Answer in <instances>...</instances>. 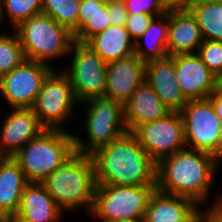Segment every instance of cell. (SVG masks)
Segmentation results:
<instances>
[{"label":"cell","mask_w":222,"mask_h":222,"mask_svg":"<svg viewBox=\"0 0 222 222\" xmlns=\"http://www.w3.org/2000/svg\"><path fill=\"white\" fill-rule=\"evenodd\" d=\"M17 34L26 59L52 66L51 60L68 56L73 33L44 13L32 16L13 29Z\"/></svg>","instance_id":"5b68a950"},{"label":"cell","mask_w":222,"mask_h":222,"mask_svg":"<svg viewBox=\"0 0 222 222\" xmlns=\"http://www.w3.org/2000/svg\"><path fill=\"white\" fill-rule=\"evenodd\" d=\"M221 195V196H220ZM215 197L213 203L207 208H201L200 220L202 222H222V194Z\"/></svg>","instance_id":"836d02e7"},{"label":"cell","mask_w":222,"mask_h":222,"mask_svg":"<svg viewBox=\"0 0 222 222\" xmlns=\"http://www.w3.org/2000/svg\"><path fill=\"white\" fill-rule=\"evenodd\" d=\"M67 129H44L12 158L29 182L41 183L76 152L74 134Z\"/></svg>","instance_id":"277c9868"},{"label":"cell","mask_w":222,"mask_h":222,"mask_svg":"<svg viewBox=\"0 0 222 222\" xmlns=\"http://www.w3.org/2000/svg\"><path fill=\"white\" fill-rule=\"evenodd\" d=\"M85 111L84 129L88 136L74 135L75 150L79 154L92 155L98 149L126 134L123 105L106 97H94L81 102Z\"/></svg>","instance_id":"8992f818"},{"label":"cell","mask_w":222,"mask_h":222,"mask_svg":"<svg viewBox=\"0 0 222 222\" xmlns=\"http://www.w3.org/2000/svg\"><path fill=\"white\" fill-rule=\"evenodd\" d=\"M217 91L222 94V75L217 78Z\"/></svg>","instance_id":"f35d334b"},{"label":"cell","mask_w":222,"mask_h":222,"mask_svg":"<svg viewBox=\"0 0 222 222\" xmlns=\"http://www.w3.org/2000/svg\"><path fill=\"white\" fill-rule=\"evenodd\" d=\"M220 161L212 154L184 148L157 163L156 189L204 207Z\"/></svg>","instance_id":"6da1fadb"},{"label":"cell","mask_w":222,"mask_h":222,"mask_svg":"<svg viewBox=\"0 0 222 222\" xmlns=\"http://www.w3.org/2000/svg\"><path fill=\"white\" fill-rule=\"evenodd\" d=\"M133 134L140 145L158 163L186 148L183 121L179 112L139 126Z\"/></svg>","instance_id":"7c38bea8"},{"label":"cell","mask_w":222,"mask_h":222,"mask_svg":"<svg viewBox=\"0 0 222 222\" xmlns=\"http://www.w3.org/2000/svg\"><path fill=\"white\" fill-rule=\"evenodd\" d=\"M111 25L110 14L105 5L100 11L90 19L74 36L76 42L86 43L94 35L104 31Z\"/></svg>","instance_id":"f1b7e54d"},{"label":"cell","mask_w":222,"mask_h":222,"mask_svg":"<svg viewBox=\"0 0 222 222\" xmlns=\"http://www.w3.org/2000/svg\"><path fill=\"white\" fill-rule=\"evenodd\" d=\"M80 0H42V13L65 26L75 36L78 33Z\"/></svg>","instance_id":"d4e9b609"},{"label":"cell","mask_w":222,"mask_h":222,"mask_svg":"<svg viewBox=\"0 0 222 222\" xmlns=\"http://www.w3.org/2000/svg\"><path fill=\"white\" fill-rule=\"evenodd\" d=\"M2 222H28V221H25L24 219L20 218L17 215H11L5 218Z\"/></svg>","instance_id":"8d00e7d4"},{"label":"cell","mask_w":222,"mask_h":222,"mask_svg":"<svg viewBox=\"0 0 222 222\" xmlns=\"http://www.w3.org/2000/svg\"><path fill=\"white\" fill-rule=\"evenodd\" d=\"M4 19H9L12 30L21 22L42 13V0H3Z\"/></svg>","instance_id":"4316f807"},{"label":"cell","mask_w":222,"mask_h":222,"mask_svg":"<svg viewBox=\"0 0 222 222\" xmlns=\"http://www.w3.org/2000/svg\"><path fill=\"white\" fill-rule=\"evenodd\" d=\"M156 185L97 184L91 217L101 222L142 218Z\"/></svg>","instance_id":"52a82bcc"},{"label":"cell","mask_w":222,"mask_h":222,"mask_svg":"<svg viewBox=\"0 0 222 222\" xmlns=\"http://www.w3.org/2000/svg\"><path fill=\"white\" fill-rule=\"evenodd\" d=\"M203 41L197 20L188 8L169 9L168 56L197 53Z\"/></svg>","instance_id":"d6986e66"},{"label":"cell","mask_w":222,"mask_h":222,"mask_svg":"<svg viewBox=\"0 0 222 222\" xmlns=\"http://www.w3.org/2000/svg\"><path fill=\"white\" fill-rule=\"evenodd\" d=\"M110 14L111 25L125 26L128 12L123 0H108L106 2Z\"/></svg>","instance_id":"d6a6232c"},{"label":"cell","mask_w":222,"mask_h":222,"mask_svg":"<svg viewBox=\"0 0 222 222\" xmlns=\"http://www.w3.org/2000/svg\"><path fill=\"white\" fill-rule=\"evenodd\" d=\"M177 83L187 101L208 98L217 90V77L197 53L174 55Z\"/></svg>","instance_id":"4fadbf2b"},{"label":"cell","mask_w":222,"mask_h":222,"mask_svg":"<svg viewBox=\"0 0 222 222\" xmlns=\"http://www.w3.org/2000/svg\"><path fill=\"white\" fill-rule=\"evenodd\" d=\"M11 109L1 124L0 157H13L25 144L45 129L32 108Z\"/></svg>","instance_id":"9a60e30c"},{"label":"cell","mask_w":222,"mask_h":222,"mask_svg":"<svg viewBox=\"0 0 222 222\" xmlns=\"http://www.w3.org/2000/svg\"><path fill=\"white\" fill-rule=\"evenodd\" d=\"M106 63L134 54L135 42L125 26L110 25L91 37L86 43Z\"/></svg>","instance_id":"7402d4cb"},{"label":"cell","mask_w":222,"mask_h":222,"mask_svg":"<svg viewBox=\"0 0 222 222\" xmlns=\"http://www.w3.org/2000/svg\"><path fill=\"white\" fill-rule=\"evenodd\" d=\"M127 9L128 15L138 13L151 14L156 17L168 12V7L164 0H123Z\"/></svg>","instance_id":"f546056e"},{"label":"cell","mask_w":222,"mask_h":222,"mask_svg":"<svg viewBox=\"0 0 222 222\" xmlns=\"http://www.w3.org/2000/svg\"><path fill=\"white\" fill-rule=\"evenodd\" d=\"M105 0H80L78 31L106 5Z\"/></svg>","instance_id":"1f68e13d"},{"label":"cell","mask_w":222,"mask_h":222,"mask_svg":"<svg viewBox=\"0 0 222 222\" xmlns=\"http://www.w3.org/2000/svg\"><path fill=\"white\" fill-rule=\"evenodd\" d=\"M156 16L146 13H138L134 15H128L125 28L130 34V37L135 42L148 28L151 21Z\"/></svg>","instance_id":"4dcf8cb0"},{"label":"cell","mask_w":222,"mask_h":222,"mask_svg":"<svg viewBox=\"0 0 222 222\" xmlns=\"http://www.w3.org/2000/svg\"><path fill=\"white\" fill-rule=\"evenodd\" d=\"M80 104L75 98L68 76L54 68L44 79L32 110L45 129H61L70 120L75 105Z\"/></svg>","instance_id":"9c48e42d"},{"label":"cell","mask_w":222,"mask_h":222,"mask_svg":"<svg viewBox=\"0 0 222 222\" xmlns=\"http://www.w3.org/2000/svg\"><path fill=\"white\" fill-rule=\"evenodd\" d=\"M70 64L61 69L69 78L79 103L94 97H104L107 64L85 43L74 42ZM72 57V58H71Z\"/></svg>","instance_id":"30bf717a"},{"label":"cell","mask_w":222,"mask_h":222,"mask_svg":"<svg viewBox=\"0 0 222 222\" xmlns=\"http://www.w3.org/2000/svg\"><path fill=\"white\" fill-rule=\"evenodd\" d=\"M28 183L24 172L12 157H0V222L16 215Z\"/></svg>","instance_id":"44dd1931"},{"label":"cell","mask_w":222,"mask_h":222,"mask_svg":"<svg viewBox=\"0 0 222 222\" xmlns=\"http://www.w3.org/2000/svg\"><path fill=\"white\" fill-rule=\"evenodd\" d=\"M146 63L135 54L109 62L104 97L124 105L145 81Z\"/></svg>","instance_id":"5bb4252c"},{"label":"cell","mask_w":222,"mask_h":222,"mask_svg":"<svg viewBox=\"0 0 222 222\" xmlns=\"http://www.w3.org/2000/svg\"><path fill=\"white\" fill-rule=\"evenodd\" d=\"M12 31L13 33L10 32V34H0V77L26 59L19 38L15 31Z\"/></svg>","instance_id":"484cf974"},{"label":"cell","mask_w":222,"mask_h":222,"mask_svg":"<svg viewBox=\"0 0 222 222\" xmlns=\"http://www.w3.org/2000/svg\"><path fill=\"white\" fill-rule=\"evenodd\" d=\"M96 184L156 185L157 163L131 133L120 136L91 155Z\"/></svg>","instance_id":"7a4b0ae2"},{"label":"cell","mask_w":222,"mask_h":222,"mask_svg":"<svg viewBox=\"0 0 222 222\" xmlns=\"http://www.w3.org/2000/svg\"><path fill=\"white\" fill-rule=\"evenodd\" d=\"M186 148L203 151L222 161V123L208 98L187 101L179 112Z\"/></svg>","instance_id":"ba28073f"},{"label":"cell","mask_w":222,"mask_h":222,"mask_svg":"<svg viewBox=\"0 0 222 222\" xmlns=\"http://www.w3.org/2000/svg\"><path fill=\"white\" fill-rule=\"evenodd\" d=\"M53 69L54 66L25 59L0 77V95L10 109L32 108L44 79Z\"/></svg>","instance_id":"8fae6325"},{"label":"cell","mask_w":222,"mask_h":222,"mask_svg":"<svg viewBox=\"0 0 222 222\" xmlns=\"http://www.w3.org/2000/svg\"><path fill=\"white\" fill-rule=\"evenodd\" d=\"M168 33L169 10L167 13L155 17L143 35L135 41L134 54L144 63L167 57Z\"/></svg>","instance_id":"603a6c76"},{"label":"cell","mask_w":222,"mask_h":222,"mask_svg":"<svg viewBox=\"0 0 222 222\" xmlns=\"http://www.w3.org/2000/svg\"><path fill=\"white\" fill-rule=\"evenodd\" d=\"M200 208L185 197L167 194L157 189L151 194L145 209V222H198Z\"/></svg>","instance_id":"2e32d148"},{"label":"cell","mask_w":222,"mask_h":222,"mask_svg":"<svg viewBox=\"0 0 222 222\" xmlns=\"http://www.w3.org/2000/svg\"><path fill=\"white\" fill-rule=\"evenodd\" d=\"M188 9L197 20L203 40L222 42V3L196 0Z\"/></svg>","instance_id":"cb8c5ba5"},{"label":"cell","mask_w":222,"mask_h":222,"mask_svg":"<svg viewBox=\"0 0 222 222\" xmlns=\"http://www.w3.org/2000/svg\"><path fill=\"white\" fill-rule=\"evenodd\" d=\"M197 54L203 60L208 69L218 78L222 75V42L204 40Z\"/></svg>","instance_id":"83f0119b"},{"label":"cell","mask_w":222,"mask_h":222,"mask_svg":"<svg viewBox=\"0 0 222 222\" xmlns=\"http://www.w3.org/2000/svg\"><path fill=\"white\" fill-rule=\"evenodd\" d=\"M196 0H164L168 9L189 8Z\"/></svg>","instance_id":"d590c367"},{"label":"cell","mask_w":222,"mask_h":222,"mask_svg":"<svg viewBox=\"0 0 222 222\" xmlns=\"http://www.w3.org/2000/svg\"><path fill=\"white\" fill-rule=\"evenodd\" d=\"M205 1L215 2V3H222V0H205Z\"/></svg>","instance_id":"60d3db41"},{"label":"cell","mask_w":222,"mask_h":222,"mask_svg":"<svg viewBox=\"0 0 222 222\" xmlns=\"http://www.w3.org/2000/svg\"><path fill=\"white\" fill-rule=\"evenodd\" d=\"M62 212L42 183L29 182L16 215L28 222H60Z\"/></svg>","instance_id":"ffe728a7"},{"label":"cell","mask_w":222,"mask_h":222,"mask_svg":"<svg viewBox=\"0 0 222 222\" xmlns=\"http://www.w3.org/2000/svg\"><path fill=\"white\" fill-rule=\"evenodd\" d=\"M146 82L171 112H180L187 103L175 75L174 56L146 63Z\"/></svg>","instance_id":"ac0fdd59"},{"label":"cell","mask_w":222,"mask_h":222,"mask_svg":"<svg viewBox=\"0 0 222 222\" xmlns=\"http://www.w3.org/2000/svg\"><path fill=\"white\" fill-rule=\"evenodd\" d=\"M208 99L211 101L215 113L222 123V94L216 90L208 97Z\"/></svg>","instance_id":"e575fe53"},{"label":"cell","mask_w":222,"mask_h":222,"mask_svg":"<svg viewBox=\"0 0 222 222\" xmlns=\"http://www.w3.org/2000/svg\"><path fill=\"white\" fill-rule=\"evenodd\" d=\"M123 110L126 129L131 133L139 126L164 118L171 113L146 80L123 105Z\"/></svg>","instance_id":"e0dca14e"},{"label":"cell","mask_w":222,"mask_h":222,"mask_svg":"<svg viewBox=\"0 0 222 222\" xmlns=\"http://www.w3.org/2000/svg\"><path fill=\"white\" fill-rule=\"evenodd\" d=\"M111 222H145L144 217L142 218H133V219H120Z\"/></svg>","instance_id":"74e56055"},{"label":"cell","mask_w":222,"mask_h":222,"mask_svg":"<svg viewBox=\"0 0 222 222\" xmlns=\"http://www.w3.org/2000/svg\"><path fill=\"white\" fill-rule=\"evenodd\" d=\"M41 183L63 213L82 207L91 214L97 185L91 155L75 152Z\"/></svg>","instance_id":"3957f363"},{"label":"cell","mask_w":222,"mask_h":222,"mask_svg":"<svg viewBox=\"0 0 222 222\" xmlns=\"http://www.w3.org/2000/svg\"><path fill=\"white\" fill-rule=\"evenodd\" d=\"M4 20V17H3V10H2V5H0V24H2Z\"/></svg>","instance_id":"ab89813d"}]
</instances>
